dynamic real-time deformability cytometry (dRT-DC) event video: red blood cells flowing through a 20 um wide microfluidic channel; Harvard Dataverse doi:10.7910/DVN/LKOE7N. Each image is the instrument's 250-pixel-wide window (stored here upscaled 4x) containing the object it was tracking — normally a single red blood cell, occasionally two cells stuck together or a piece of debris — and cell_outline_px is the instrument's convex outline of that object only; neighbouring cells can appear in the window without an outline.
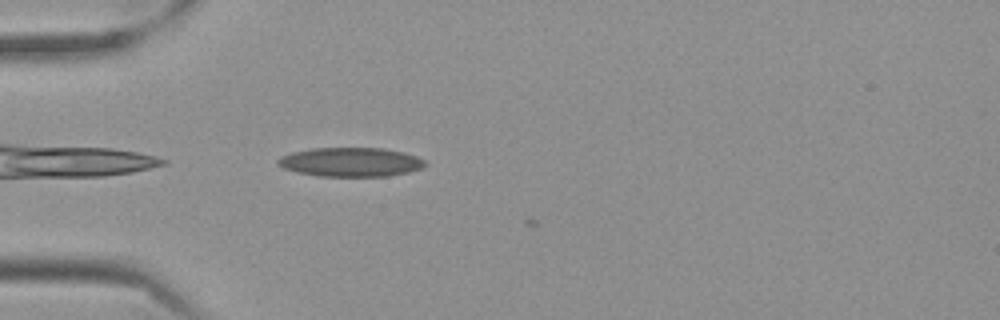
{"species": "Egyptian fruit bat (a non-hibernating species)", "species_latin": "Rousettus aegyptiacus", "temperature_condition": "cold", "stored_images_in_passage": 8, "camera_frame_rate_fps": 3000, "um_per_image_px": 0.085, "frame": {"image": 1, "passage_image": 7, "time_ms": 2.0, "image_size_px": [1000, 320], "cell_outline_px": [[428, 164], [420, 168], [408, 172], [388, 176], [320, 176], [296, 172], [284, 168], [276, 164], [276, 160], [292, 152], [312, 148], [384, 148], [404, 152], [416, 156], [424, 160]], "centroid_in_image_um": [29.81, 13.77], "position_along_channel_um": 55.2, "area_um2": 24.91}}